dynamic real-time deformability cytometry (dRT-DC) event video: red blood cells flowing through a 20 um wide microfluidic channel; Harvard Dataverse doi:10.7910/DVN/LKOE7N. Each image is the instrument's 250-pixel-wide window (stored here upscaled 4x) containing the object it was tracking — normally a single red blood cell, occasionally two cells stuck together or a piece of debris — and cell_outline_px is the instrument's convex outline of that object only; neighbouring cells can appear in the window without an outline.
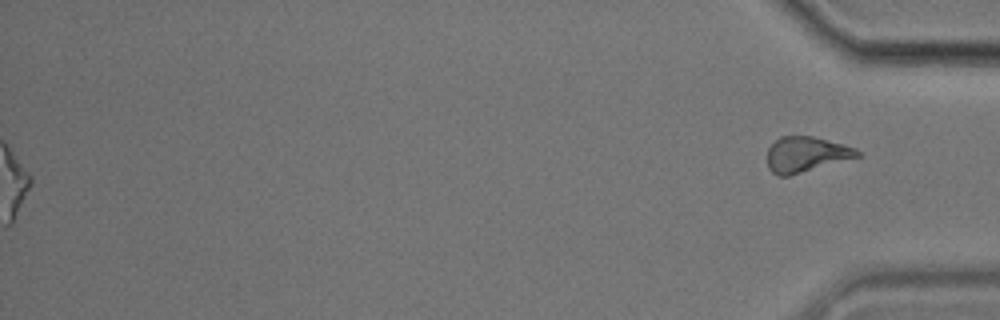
{"species": "common noctule bat (a hibernating species)", "species_latin": "Nyctalus noctula", "temperature_condition": "cold", "stored_images_in_passage": 59, "segment_of_instrument_passage": [2, 2], "camera_frame_rate_fps": 3000, "um_per_image_px": 0.085, "animal": {"sex": "male", "body_mass_g": 17.9}, "frame": {"image": 1, "passage_image": 59, "time_ms": 19.333, "image_size_px": [1000, 320], "cell_outline_px": [[864, 156], [788, 176], [776, 176], [768, 168], [768, 148], [780, 136], [812, 136], [844, 144], [856, 148]], "centroid_in_image_um": [68.55, 13.13], "position_along_channel_um": 366.6, "area_um2": 18.79}}